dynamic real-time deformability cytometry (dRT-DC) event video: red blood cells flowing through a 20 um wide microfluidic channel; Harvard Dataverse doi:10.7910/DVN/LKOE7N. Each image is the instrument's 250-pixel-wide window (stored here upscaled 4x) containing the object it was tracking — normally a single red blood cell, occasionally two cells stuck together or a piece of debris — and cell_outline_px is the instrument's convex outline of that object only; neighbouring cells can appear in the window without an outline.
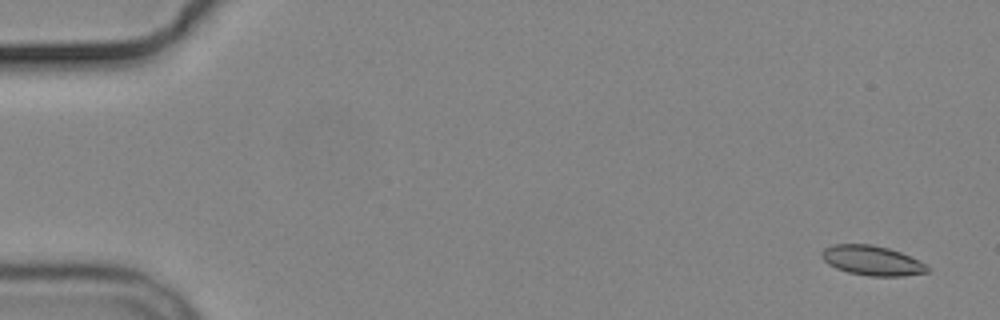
{"species": "common noctule bat (a hibernating species)", "species_latin": "Nyctalus noctula", "temperature_condition": "cold", "stored_images_in_passage": 3, "camera_frame_rate_fps": 3000, "um_per_image_px": 0.085, "animal": {"sex": "male", "body_mass_g": 19.2, "forearm_length_mm": 51.8}, "frame": {"image": 1, "passage_image": 1, "time_ms": 0.0, "image_size_px": [1000, 320], "cell_outline_px": [[928, 272], [900, 276], [868, 276], [848, 272], [836, 268], [828, 264], [820, 256], [820, 252], [824, 248], [832, 244], [872, 244], [888, 248], [900, 252], [920, 260], [928, 268]], "centroid_in_image_um": [74.08, 22.13], "position_along_channel_um": 10.9, "area_um2": 18.32}}